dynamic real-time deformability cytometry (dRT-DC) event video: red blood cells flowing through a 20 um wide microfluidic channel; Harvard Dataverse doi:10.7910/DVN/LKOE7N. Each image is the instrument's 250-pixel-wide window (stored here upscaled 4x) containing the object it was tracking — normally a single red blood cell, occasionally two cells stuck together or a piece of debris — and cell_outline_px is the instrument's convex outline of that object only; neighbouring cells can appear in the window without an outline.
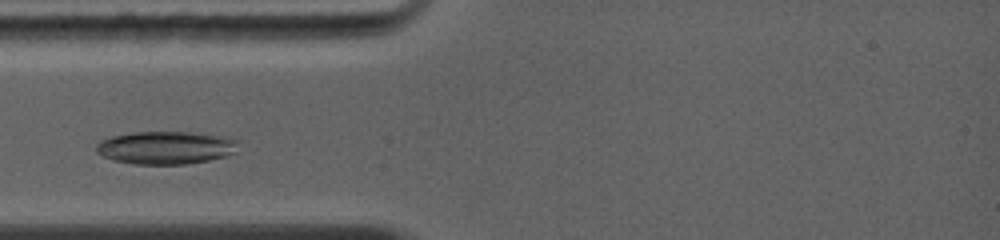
{"species": "common noctule bat (a hibernating species)", "species_latin": "Nyctalus noctula", "temperature_condition": "warm", "stored_images_in_passage": 1, "camera_frame_rate_fps": 5000, "um_per_image_px": 0.085, "animal": {"sex": "female", "body_mass_g": 19.0, "forearm_length_mm": 56.7}, "frame": {"image": 1, "passage_image": 1, "time_ms": 0.0, "image_size_px": [1000, 240], "cell_outline_px": [[236, 140], [232, 152], [228, 156], [188, 164], [136, 164], [112, 160], [96, 152], [96, 144], [100, 140], [112, 136], [136, 132], [184, 132], [224, 136]], "centroid_in_image_um": [14.02, 12.56], "position_along_channel_um": 71.0, "area_um2": 26.88}}